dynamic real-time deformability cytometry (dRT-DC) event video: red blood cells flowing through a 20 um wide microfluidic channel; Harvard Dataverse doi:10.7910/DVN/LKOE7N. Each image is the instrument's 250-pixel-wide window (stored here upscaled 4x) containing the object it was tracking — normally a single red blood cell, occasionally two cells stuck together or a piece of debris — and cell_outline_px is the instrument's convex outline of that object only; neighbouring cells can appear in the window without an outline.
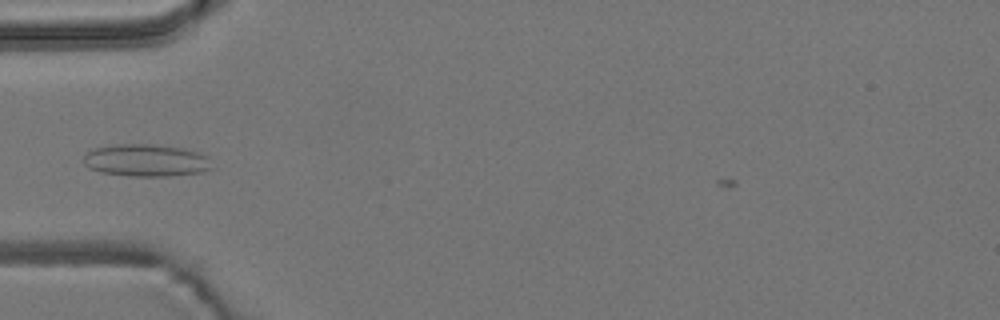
{"species": "common noctule bat (a hibernating species)", "species_latin": "Nyctalus noctula", "temperature_condition": "room temperature", "stored_images_in_passage": 3, "camera_frame_rate_fps": 3000, "um_per_image_px": 0.085, "animal": {"sex": "male", "body_mass_g": 19.2, "forearm_length_mm": 51.8}, "frame": {"image": 1, "passage_image": 2, "time_ms": 0.333, "image_size_px": [1000, 320], "cell_outline_px": [[212, 168], [204, 172], [168, 176], [128, 176], [100, 172], [88, 168], [84, 164], [84, 156], [92, 148], [112, 144], [156, 144], [184, 148], [200, 152], [208, 156]], "centroid_in_image_um": [12.42, 13.62], "position_along_channel_um": 72.6, "area_um2": 24.57}}